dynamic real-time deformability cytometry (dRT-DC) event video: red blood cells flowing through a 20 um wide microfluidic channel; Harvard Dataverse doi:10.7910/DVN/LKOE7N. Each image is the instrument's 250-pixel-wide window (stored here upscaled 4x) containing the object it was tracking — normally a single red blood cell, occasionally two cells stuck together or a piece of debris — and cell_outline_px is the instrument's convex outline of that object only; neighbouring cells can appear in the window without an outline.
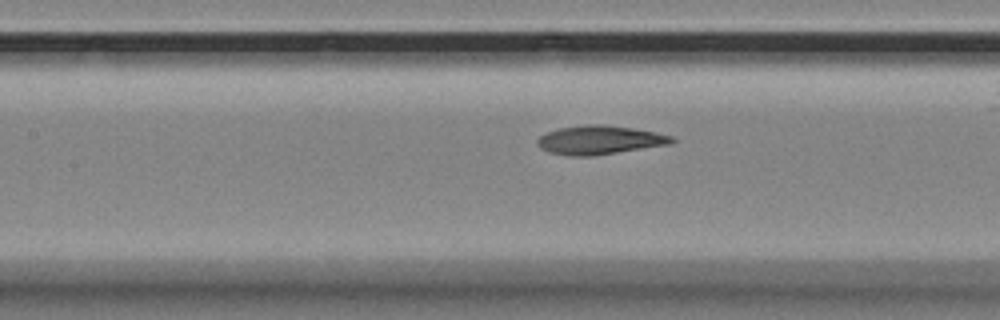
{"species": "Egyptian fruit bat (a non-hibernating species)", "species_latin": "Rousettus aegyptiacus", "temperature_condition": "room temperature", "stored_images_in_passage": 34, "camera_frame_rate_fps": 3000, "um_per_image_px": 0.085, "animal": {"sex": "female"}, "frame": {"image": 1, "passage_image": 13, "time_ms": 4.0, "image_size_px": [1000, 320], "cell_outline_px": [[676, 140], [672, 144], [592, 156], [572, 156], [548, 152], [540, 148], [536, 144], [536, 140], [540, 136], [548, 132], [560, 128], [588, 124], [604, 124], [632, 128], [656, 132], [672, 136]], "centroid_in_image_um": [50.97, 11.9], "position_along_channel_um": 156.4, "area_um2": 22.6}}
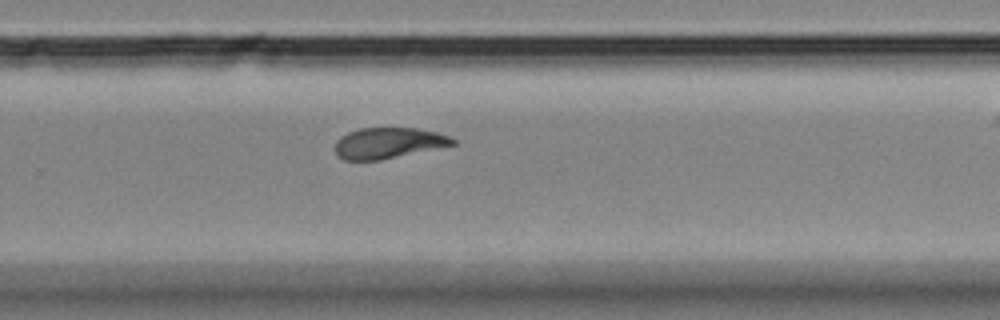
{"frame": {"image": 2, "passage_image": 25, "time_ms": 8.0, "image_size_px": [1000, 320], "cell_outline_px": [[456, 144], [380, 160], [344, 160], [336, 156], [336, 140], [340, 136], [348, 132], [360, 128], [416, 128], [436, 132], [448, 136], [456, 140]], "centroid_in_image_um": [32.98, 12.15], "position_along_channel_um": 296.8, "area_um2": 21.04}}
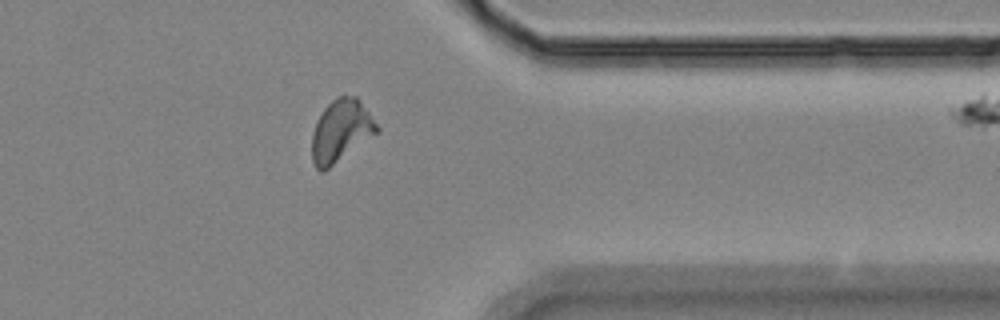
{"frame": {"image": 3, "passage_image": 33, "time_ms": 10.667, "image_size_px": [1000, 320], "cell_outline_px": [[380, 128], [376, 132], [324, 172], [320, 172], [316, 168], [312, 160], [312, 132], [316, 120], [324, 108], [336, 96], [356, 96], [360, 100]], "centroid_in_image_um": [28.93, 11.11], "position_along_channel_um": 382.5, "area_um2": 23.24}}